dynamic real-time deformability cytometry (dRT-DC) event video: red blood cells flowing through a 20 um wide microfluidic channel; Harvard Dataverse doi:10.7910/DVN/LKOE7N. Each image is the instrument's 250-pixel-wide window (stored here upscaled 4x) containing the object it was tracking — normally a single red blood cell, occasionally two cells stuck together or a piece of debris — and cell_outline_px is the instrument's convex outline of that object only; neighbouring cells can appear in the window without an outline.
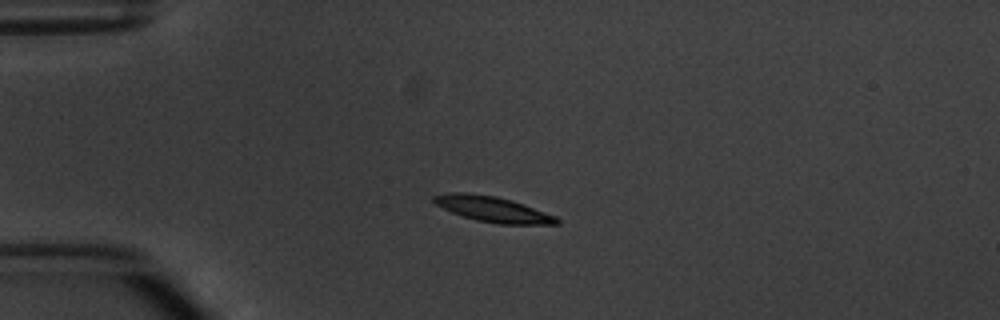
{"species": "common noctule bat (a hibernating species)", "species_latin": "Nyctalus noctula", "temperature_condition": "warm", "stored_images_in_passage": 4, "camera_frame_rate_fps": 3000, "um_per_image_px": 0.085, "animal": {"sex": "male", "body_mass_g": 20.1, "forearm_length_mm": 53.5}, "frame": {"image": 1, "passage_image": 3, "time_ms": 2.667, "image_size_px": [1000, 320], "cell_outline_px": [[560, 224], [500, 224], [476, 220], [452, 212], [436, 204], [432, 200], [432, 196], [448, 192], [468, 192], [496, 196], [512, 200], [556, 216], [560, 220]], "centroid_in_image_um": [41.88, 17.77], "position_along_channel_um": 43.1, "area_um2": 18.21}}